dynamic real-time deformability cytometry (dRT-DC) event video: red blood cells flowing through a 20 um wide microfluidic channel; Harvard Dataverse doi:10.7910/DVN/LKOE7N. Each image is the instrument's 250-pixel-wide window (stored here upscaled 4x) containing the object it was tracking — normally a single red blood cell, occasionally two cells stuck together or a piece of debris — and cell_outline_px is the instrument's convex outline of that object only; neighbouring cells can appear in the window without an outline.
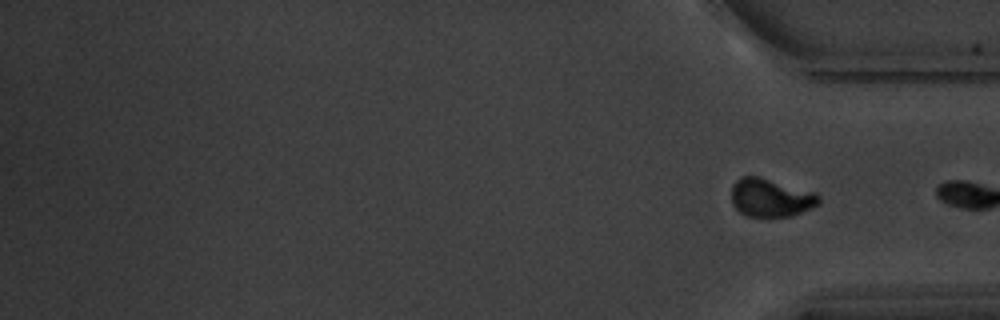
{"species": "common noctule bat (a hibernating species)", "species_latin": "Nyctalus noctula", "temperature_condition": "warm", "stored_images_in_passage": 16, "camera_frame_rate_fps": 3000, "um_per_image_px": 0.085, "animal": {"sex": "male", "body_mass_g": 20.1, "forearm_length_mm": 53.5}, "frame": {"image": 1, "passage_image": 16, "time_ms": 20.333, "image_size_px": [1000, 320], "cell_outline_px": [[820, 204], [812, 208], [792, 216], [748, 216], [740, 212], [732, 204], [732, 184], [740, 176], [760, 176], [816, 192], [820, 196]], "centroid_in_image_um": [65.53, 16.79], "position_along_channel_um": 369.7, "area_um2": 19.71}}